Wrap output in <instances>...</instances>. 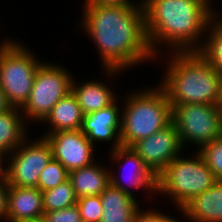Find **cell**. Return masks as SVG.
Masks as SVG:
<instances>
[{
    "label": "cell",
    "instance_id": "484cf974",
    "mask_svg": "<svg viewBox=\"0 0 222 222\" xmlns=\"http://www.w3.org/2000/svg\"><path fill=\"white\" fill-rule=\"evenodd\" d=\"M44 218L48 222H83L77 205L45 212Z\"/></svg>",
    "mask_w": 222,
    "mask_h": 222
},
{
    "label": "cell",
    "instance_id": "30bf717a",
    "mask_svg": "<svg viewBox=\"0 0 222 222\" xmlns=\"http://www.w3.org/2000/svg\"><path fill=\"white\" fill-rule=\"evenodd\" d=\"M131 148L156 177L183 151L173 122L151 136L134 143Z\"/></svg>",
    "mask_w": 222,
    "mask_h": 222
},
{
    "label": "cell",
    "instance_id": "9c48e42d",
    "mask_svg": "<svg viewBox=\"0 0 222 222\" xmlns=\"http://www.w3.org/2000/svg\"><path fill=\"white\" fill-rule=\"evenodd\" d=\"M52 158V147L46 137L33 142L26 138L8 155V186L37 188L40 174Z\"/></svg>",
    "mask_w": 222,
    "mask_h": 222
},
{
    "label": "cell",
    "instance_id": "cb8c5ba5",
    "mask_svg": "<svg viewBox=\"0 0 222 222\" xmlns=\"http://www.w3.org/2000/svg\"><path fill=\"white\" fill-rule=\"evenodd\" d=\"M197 150L207 166L213 171L216 180L222 181V135Z\"/></svg>",
    "mask_w": 222,
    "mask_h": 222
},
{
    "label": "cell",
    "instance_id": "4316f807",
    "mask_svg": "<svg viewBox=\"0 0 222 222\" xmlns=\"http://www.w3.org/2000/svg\"><path fill=\"white\" fill-rule=\"evenodd\" d=\"M133 222H179V220L163 212H158L157 210H139L133 219Z\"/></svg>",
    "mask_w": 222,
    "mask_h": 222
},
{
    "label": "cell",
    "instance_id": "9a60e30c",
    "mask_svg": "<svg viewBox=\"0 0 222 222\" xmlns=\"http://www.w3.org/2000/svg\"><path fill=\"white\" fill-rule=\"evenodd\" d=\"M180 211L189 222H222V181L195 196Z\"/></svg>",
    "mask_w": 222,
    "mask_h": 222
},
{
    "label": "cell",
    "instance_id": "7a4b0ae2",
    "mask_svg": "<svg viewBox=\"0 0 222 222\" xmlns=\"http://www.w3.org/2000/svg\"><path fill=\"white\" fill-rule=\"evenodd\" d=\"M143 8L148 43L157 58L159 45L171 52L198 51L217 15L210 0H143Z\"/></svg>",
    "mask_w": 222,
    "mask_h": 222
},
{
    "label": "cell",
    "instance_id": "4fadbf2b",
    "mask_svg": "<svg viewBox=\"0 0 222 222\" xmlns=\"http://www.w3.org/2000/svg\"><path fill=\"white\" fill-rule=\"evenodd\" d=\"M116 104H118L117 101L106 108L83 115L80 129L93 145H95L94 142L113 140L111 151L122 146L120 136L122 111H119Z\"/></svg>",
    "mask_w": 222,
    "mask_h": 222
},
{
    "label": "cell",
    "instance_id": "6da1fadb",
    "mask_svg": "<svg viewBox=\"0 0 222 222\" xmlns=\"http://www.w3.org/2000/svg\"><path fill=\"white\" fill-rule=\"evenodd\" d=\"M83 12L82 29L94 40L107 76L156 58L148 43L143 7L103 6L85 0Z\"/></svg>",
    "mask_w": 222,
    "mask_h": 222
},
{
    "label": "cell",
    "instance_id": "277c9868",
    "mask_svg": "<svg viewBox=\"0 0 222 222\" xmlns=\"http://www.w3.org/2000/svg\"><path fill=\"white\" fill-rule=\"evenodd\" d=\"M127 96L121 114L122 146L131 147L172 122V107L160 85Z\"/></svg>",
    "mask_w": 222,
    "mask_h": 222
},
{
    "label": "cell",
    "instance_id": "e0dca14e",
    "mask_svg": "<svg viewBox=\"0 0 222 222\" xmlns=\"http://www.w3.org/2000/svg\"><path fill=\"white\" fill-rule=\"evenodd\" d=\"M110 172L98 162L70 171L69 180L77 198L103 193L110 184Z\"/></svg>",
    "mask_w": 222,
    "mask_h": 222
},
{
    "label": "cell",
    "instance_id": "1f68e13d",
    "mask_svg": "<svg viewBox=\"0 0 222 222\" xmlns=\"http://www.w3.org/2000/svg\"><path fill=\"white\" fill-rule=\"evenodd\" d=\"M30 222H48L44 217L35 219V220H31Z\"/></svg>",
    "mask_w": 222,
    "mask_h": 222
},
{
    "label": "cell",
    "instance_id": "8fae6325",
    "mask_svg": "<svg viewBox=\"0 0 222 222\" xmlns=\"http://www.w3.org/2000/svg\"><path fill=\"white\" fill-rule=\"evenodd\" d=\"M42 136L49 141L53 158L68 172L94 163V145L81 130L57 131Z\"/></svg>",
    "mask_w": 222,
    "mask_h": 222
},
{
    "label": "cell",
    "instance_id": "44dd1931",
    "mask_svg": "<svg viewBox=\"0 0 222 222\" xmlns=\"http://www.w3.org/2000/svg\"><path fill=\"white\" fill-rule=\"evenodd\" d=\"M217 15L209 22L205 40L202 47L197 51L207 62H209L222 76V17ZM219 19V20H218ZM210 29V30H209ZM209 30V31H208Z\"/></svg>",
    "mask_w": 222,
    "mask_h": 222
},
{
    "label": "cell",
    "instance_id": "d4e9b609",
    "mask_svg": "<svg viewBox=\"0 0 222 222\" xmlns=\"http://www.w3.org/2000/svg\"><path fill=\"white\" fill-rule=\"evenodd\" d=\"M83 222H99L103 213L100 195L84 196L77 200Z\"/></svg>",
    "mask_w": 222,
    "mask_h": 222
},
{
    "label": "cell",
    "instance_id": "3957f363",
    "mask_svg": "<svg viewBox=\"0 0 222 222\" xmlns=\"http://www.w3.org/2000/svg\"><path fill=\"white\" fill-rule=\"evenodd\" d=\"M172 53L164 80L159 83L171 106L191 103L219 106L222 76L218 71L197 51Z\"/></svg>",
    "mask_w": 222,
    "mask_h": 222
},
{
    "label": "cell",
    "instance_id": "8992f818",
    "mask_svg": "<svg viewBox=\"0 0 222 222\" xmlns=\"http://www.w3.org/2000/svg\"><path fill=\"white\" fill-rule=\"evenodd\" d=\"M3 41L0 44V87L6 103L21 109L30 96L35 73L42 62L21 43Z\"/></svg>",
    "mask_w": 222,
    "mask_h": 222
},
{
    "label": "cell",
    "instance_id": "f546056e",
    "mask_svg": "<svg viewBox=\"0 0 222 222\" xmlns=\"http://www.w3.org/2000/svg\"><path fill=\"white\" fill-rule=\"evenodd\" d=\"M7 156V157H5ZM8 154L4 153V152H0V181H6L7 180V166L4 167L2 166V164H4L3 162L8 159ZM4 160V161H3Z\"/></svg>",
    "mask_w": 222,
    "mask_h": 222
},
{
    "label": "cell",
    "instance_id": "ba28073f",
    "mask_svg": "<svg viewBox=\"0 0 222 222\" xmlns=\"http://www.w3.org/2000/svg\"><path fill=\"white\" fill-rule=\"evenodd\" d=\"M172 107V122L182 147L188 143L199 146L222 135V111L210 104H180Z\"/></svg>",
    "mask_w": 222,
    "mask_h": 222
},
{
    "label": "cell",
    "instance_id": "2e32d148",
    "mask_svg": "<svg viewBox=\"0 0 222 222\" xmlns=\"http://www.w3.org/2000/svg\"><path fill=\"white\" fill-rule=\"evenodd\" d=\"M103 213L99 222H133L141 207L135 196H131L111 183L100 194Z\"/></svg>",
    "mask_w": 222,
    "mask_h": 222
},
{
    "label": "cell",
    "instance_id": "7c38bea8",
    "mask_svg": "<svg viewBox=\"0 0 222 222\" xmlns=\"http://www.w3.org/2000/svg\"><path fill=\"white\" fill-rule=\"evenodd\" d=\"M110 159L117 161L116 163H120V161H125L129 166H131L132 170L130 176L128 174V182L126 185H128L130 188H135L136 189H147L146 191H151L149 193L152 194L157 191V177L153 174V172L146 166L144 161L138 156V154L131 148V147H124L120 146L117 147L115 150L110 151ZM127 165V166H128ZM126 164L124 165L123 168L127 167ZM129 168V167H128ZM130 169V168H129ZM130 172V171H128ZM120 176L123 174H119ZM120 176L116 175L114 172H110V183L119 188L121 191L133 196V193L131 190L124 185V177L123 181ZM126 178V177H125ZM126 180V181H127ZM125 181V182H126ZM123 182V183H122ZM149 189V190H148Z\"/></svg>",
    "mask_w": 222,
    "mask_h": 222
},
{
    "label": "cell",
    "instance_id": "d6a6232c",
    "mask_svg": "<svg viewBox=\"0 0 222 222\" xmlns=\"http://www.w3.org/2000/svg\"><path fill=\"white\" fill-rule=\"evenodd\" d=\"M219 107H220V109L222 111V95H221V103H220Z\"/></svg>",
    "mask_w": 222,
    "mask_h": 222
},
{
    "label": "cell",
    "instance_id": "ac0fdd59",
    "mask_svg": "<svg viewBox=\"0 0 222 222\" xmlns=\"http://www.w3.org/2000/svg\"><path fill=\"white\" fill-rule=\"evenodd\" d=\"M71 91L76 97L83 115L106 108L117 100V94H114L115 92L109 85L96 80L80 85L73 78Z\"/></svg>",
    "mask_w": 222,
    "mask_h": 222
},
{
    "label": "cell",
    "instance_id": "52a82bcc",
    "mask_svg": "<svg viewBox=\"0 0 222 222\" xmlns=\"http://www.w3.org/2000/svg\"><path fill=\"white\" fill-rule=\"evenodd\" d=\"M73 76L60 65L42 62L35 73L30 96L21 113L32 121H43L54 105L71 92Z\"/></svg>",
    "mask_w": 222,
    "mask_h": 222
},
{
    "label": "cell",
    "instance_id": "603a6c76",
    "mask_svg": "<svg viewBox=\"0 0 222 222\" xmlns=\"http://www.w3.org/2000/svg\"><path fill=\"white\" fill-rule=\"evenodd\" d=\"M69 179V172L57 160L52 158L46 167L42 170L37 188L41 191L52 189Z\"/></svg>",
    "mask_w": 222,
    "mask_h": 222
},
{
    "label": "cell",
    "instance_id": "7402d4cb",
    "mask_svg": "<svg viewBox=\"0 0 222 222\" xmlns=\"http://www.w3.org/2000/svg\"><path fill=\"white\" fill-rule=\"evenodd\" d=\"M42 193L44 213L74 206L78 200L69 179Z\"/></svg>",
    "mask_w": 222,
    "mask_h": 222
},
{
    "label": "cell",
    "instance_id": "83f0119b",
    "mask_svg": "<svg viewBox=\"0 0 222 222\" xmlns=\"http://www.w3.org/2000/svg\"><path fill=\"white\" fill-rule=\"evenodd\" d=\"M90 4L103 6H118V7H143V0L140 4L132 3L130 0H87Z\"/></svg>",
    "mask_w": 222,
    "mask_h": 222
},
{
    "label": "cell",
    "instance_id": "4dcf8cb0",
    "mask_svg": "<svg viewBox=\"0 0 222 222\" xmlns=\"http://www.w3.org/2000/svg\"><path fill=\"white\" fill-rule=\"evenodd\" d=\"M10 106L6 103V99L2 88L0 87V113L8 109Z\"/></svg>",
    "mask_w": 222,
    "mask_h": 222
},
{
    "label": "cell",
    "instance_id": "5bb4252c",
    "mask_svg": "<svg viewBox=\"0 0 222 222\" xmlns=\"http://www.w3.org/2000/svg\"><path fill=\"white\" fill-rule=\"evenodd\" d=\"M41 217H44L43 193L38 188L8 186L7 222H30Z\"/></svg>",
    "mask_w": 222,
    "mask_h": 222
},
{
    "label": "cell",
    "instance_id": "d6986e66",
    "mask_svg": "<svg viewBox=\"0 0 222 222\" xmlns=\"http://www.w3.org/2000/svg\"><path fill=\"white\" fill-rule=\"evenodd\" d=\"M83 113L73 92H69L60 99L52 108L51 112L41 123L51 126L47 134L57 131L80 130L82 126Z\"/></svg>",
    "mask_w": 222,
    "mask_h": 222
},
{
    "label": "cell",
    "instance_id": "5b68a950",
    "mask_svg": "<svg viewBox=\"0 0 222 222\" xmlns=\"http://www.w3.org/2000/svg\"><path fill=\"white\" fill-rule=\"evenodd\" d=\"M185 158L177 156L157 176V191L173 200L179 211L195 196L205 192L216 182L213 171L201 155Z\"/></svg>",
    "mask_w": 222,
    "mask_h": 222
},
{
    "label": "cell",
    "instance_id": "f1b7e54d",
    "mask_svg": "<svg viewBox=\"0 0 222 222\" xmlns=\"http://www.w3.org/2000/svg\"><path fill=\"white\" fill-rule=\"evenodd\" d=\"M7 181H0V221L6 222V204H7Z\"/></svg>",
    "mask_w": 222,
    "mask_h": 222
},
{
    "label": "cell",
    "instance_id": "ffe728a7",
    "mask_svg": "<svg viewBox=\"0 0 222 222\" xmlns=\"http://www.w3.org/2000/svg\"><path fill=\"white\" fill-rule=\"evenodd\" d=\"M20 113L21 109L17 107H9L0 113V152L9 155L22 144L26 136L28 138L26 118Z\"/></svg>",
    "mask_w": 222,
    "mask_h": 222
}]
</instances>
